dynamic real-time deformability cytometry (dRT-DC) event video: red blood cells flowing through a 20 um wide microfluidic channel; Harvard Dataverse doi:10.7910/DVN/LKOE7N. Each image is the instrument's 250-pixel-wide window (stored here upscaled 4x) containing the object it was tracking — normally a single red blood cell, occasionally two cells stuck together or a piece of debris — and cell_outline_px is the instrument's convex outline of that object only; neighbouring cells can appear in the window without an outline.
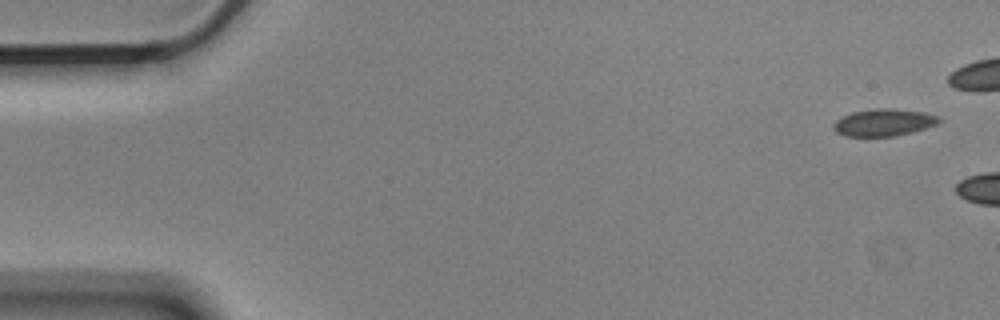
{"species": "Egyptian fruit bat (a non-hibernating species)", "species_latin": "Rousettus aegyptiacus", "temperature_condition": "cold", "stored_images_in_passage": 2, "camera_frame_rate_fps": 3000, "um_per_image_px": 0.085, "animal": {"sex": "male"}, "frame": {"image": 1, "passage_image": 1, "time_ms": 0.0, "image_size_px": [1000, 320], "cell_outline_px": [[940, 120], [936, 124], [912, 132], [892, 136], [844, 136], [836, 132], [832, 128], [832, 124], [836, 120], [852, 112], [872, 108], [892, 108], [924, 112], [940, 116]], "centroid_in_image_um": [75.09, 10.4], "position_along_channel_um": 9.9, "area_um2": 16.7}}